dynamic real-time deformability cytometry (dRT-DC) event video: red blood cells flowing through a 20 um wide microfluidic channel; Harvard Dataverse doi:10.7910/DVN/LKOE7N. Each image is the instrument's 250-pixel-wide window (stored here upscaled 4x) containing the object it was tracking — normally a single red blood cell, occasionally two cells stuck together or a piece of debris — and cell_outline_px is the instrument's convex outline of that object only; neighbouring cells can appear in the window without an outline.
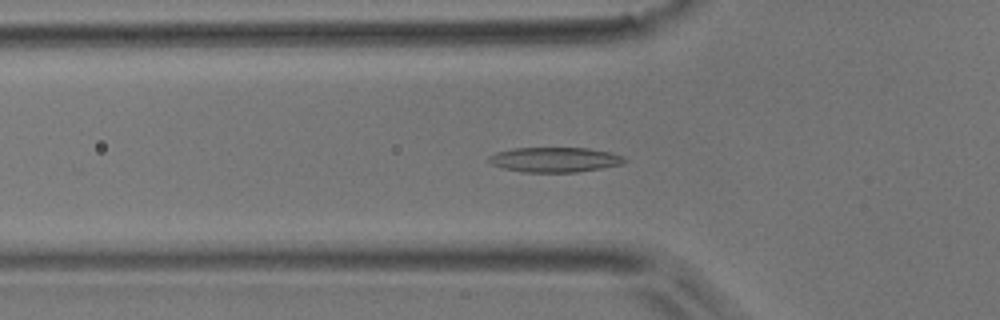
{"species": "common noctule bat (a hibernating species)", "species_latin": "Nyctalus noctula", "temperature_condition": "room temperature", "stored_images_in_passage": 24, "camera_frame_rate_fps": 3000, "um_per_image_px": 0.085, "animal": {"sex": "male", "body_mass_g": 17.9}, "frame": {"image": 1, "passage_image": 16, "time_ms": 5.0, "image_size_px": [1000, 320], "cell_outline_px": [[628, 160], [624, 164], [576, 172], [524, 172], [504, 168], [492, 164], [488, 160], [488, 156], [496, 152], [512, 148], [588, 148], [608, 152], [624, 156]], "centroid_in_image_um": [47.17, 13.57], "position_along_channel_um": 78.6, "area_um2": 19.65}}
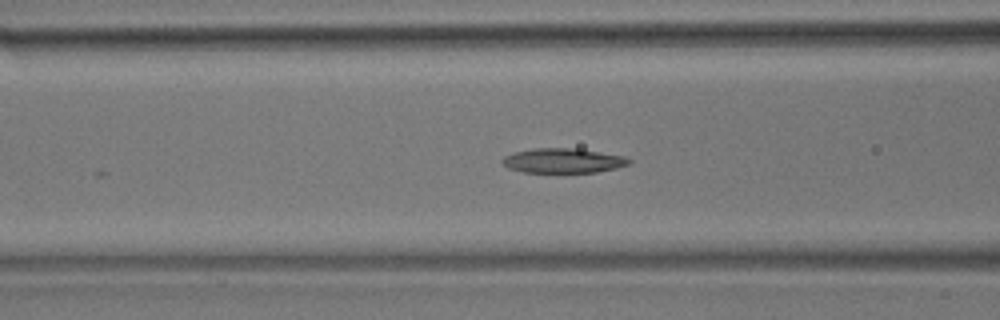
{"frame": {"image": 2, "passage_image": 19, "time_ms": 6.0, "image_size_px": [1000, 320], "cell_outline_px": [[632, 160], [628, 164], [616, 168], [596, 172], [524, 172], [508, 168], [500, 164], [500, 160], [504, 156], [516, 152], [532, 148], [576, 148], [624, 156]], "centroid_in_image_um": [47.82, 13.65], "position_along_channel_um": 118.8, "area_um2": 18.21}}